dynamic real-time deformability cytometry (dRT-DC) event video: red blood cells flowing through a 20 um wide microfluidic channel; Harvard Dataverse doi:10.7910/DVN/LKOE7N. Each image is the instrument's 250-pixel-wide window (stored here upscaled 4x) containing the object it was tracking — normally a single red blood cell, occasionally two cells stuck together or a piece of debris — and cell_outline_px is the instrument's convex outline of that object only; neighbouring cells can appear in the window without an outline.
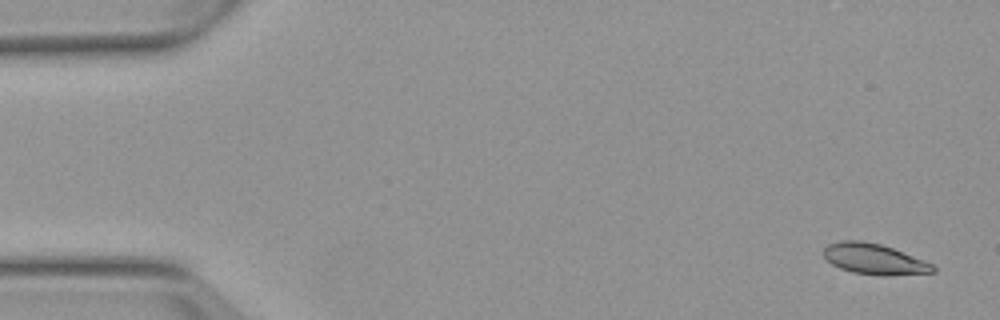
{"species": "Egyptian fruit bat (a non-hibernating species)", "species_latin": "Rousettus aegyptiacus", "temperature_condition": "warm", "stored_images_in_passage": 6, "camera_frame_rate_fps": 3000, "um_per_image_px": 0.085, "animal": {"sex": "female"}, "frame": {"image": 1, "passage_image": 1, "time_ms": 0.0, "image_size_px": [1000, 320], "cell_outline_px": [[936, 272], [888, 276], [880, 276], [852, 272], [840, 268], [832, 264], [824, 256], [824, 248], [828, 244], [840, 240], [860, 240], [880, 244], [892, 248], [932, 264], [936, 268]], "centroid_in_image_um": [74.29, 22.03], "position_along_channel_um": 10.7, "area_um2": 19.48}}
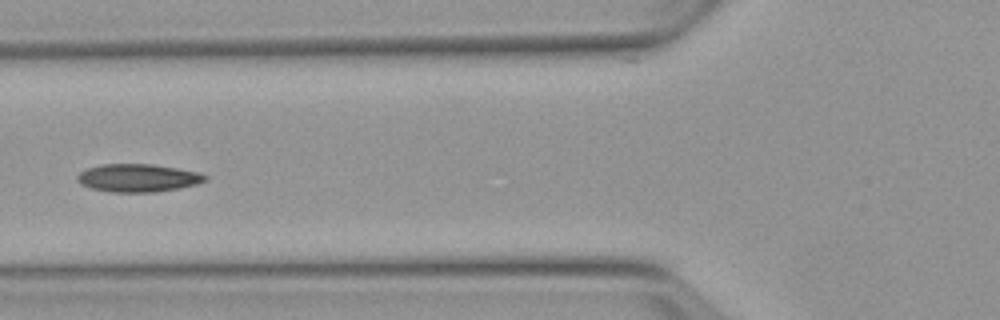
{"frame": {"image": 2, "passage_image": 5, "time_ms": 6.0, "image_size_px": [1000, 320], "cell_outline_px": [[208, 180], [196, 184], [180, 188], [156, 192], [112, 192], [92, 188], [80, 184], [76, 180], [76, 176], [84, 168], [100, 164], [152, 164], [200, 172], [208, 176]], "centroid_in_image_um": [11.72, 15.12], "position_along_channel_um": 114.1, "area_um2": 21.04}}
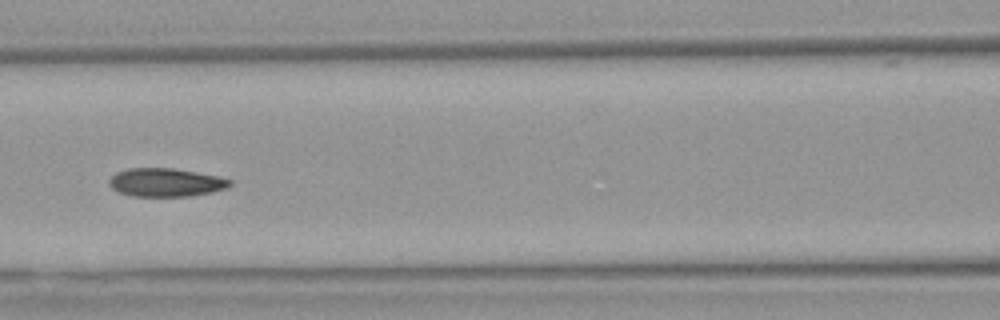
{"frame": {"image": 3, "passage_image": 6, "time_ms": 7.0, "image_size_px": [1000, 320], "cell_outline_px": [[232, 184], [224, 188], [212, 192], [188, 196], [132, 196], [120, 192], [112, 188], [108, 184], [108, 180], [116, 172], [128, 168], [172, 168], [216, 176], [232, 180]], "centroid_in_image_um": [14.05, 15.5], "position_along_channel_um": 152.6, "area_um2": 19.77}}